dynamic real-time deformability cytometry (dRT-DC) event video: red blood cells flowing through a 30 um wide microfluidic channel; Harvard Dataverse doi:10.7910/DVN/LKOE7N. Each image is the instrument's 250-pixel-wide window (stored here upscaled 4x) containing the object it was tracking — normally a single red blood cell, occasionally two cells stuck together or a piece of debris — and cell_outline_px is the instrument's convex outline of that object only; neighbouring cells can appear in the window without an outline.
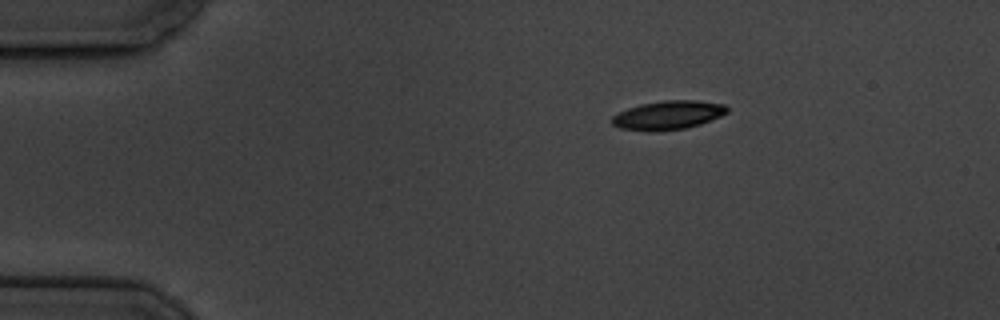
{"species": "common noctule bat (a hibernating species)", "species_latin": "Nyctalus noctula", "temperature_condition": "cold", "stored_images_in_passage": 4, "segment_of_instrument_passage": [1, 2], "camera_frame_rate_fps": 3000, "um_per_image_px": 0.085, "animal": {"sex": "male", "body_mass_g": 19.5, "forearm_length_mm": 54.6}, "frame": {"image": 1, "passage_image": 1, "time_ms": 0.0, "image_size_px": [1000, 320], "cell_outline_px": [[728, 112], [720, 116], [700, 124], [684, 128], [652, 132], [620, 128], [612, 124], [612, 116], [628, 108], [640, 104], [664, 100], [696, 100], [724, 104], [728, 108]], "centroid_in_image_um": [56.78, 9.78], "position_along_channel_um": 28.2, "area_um2": 19.25}}